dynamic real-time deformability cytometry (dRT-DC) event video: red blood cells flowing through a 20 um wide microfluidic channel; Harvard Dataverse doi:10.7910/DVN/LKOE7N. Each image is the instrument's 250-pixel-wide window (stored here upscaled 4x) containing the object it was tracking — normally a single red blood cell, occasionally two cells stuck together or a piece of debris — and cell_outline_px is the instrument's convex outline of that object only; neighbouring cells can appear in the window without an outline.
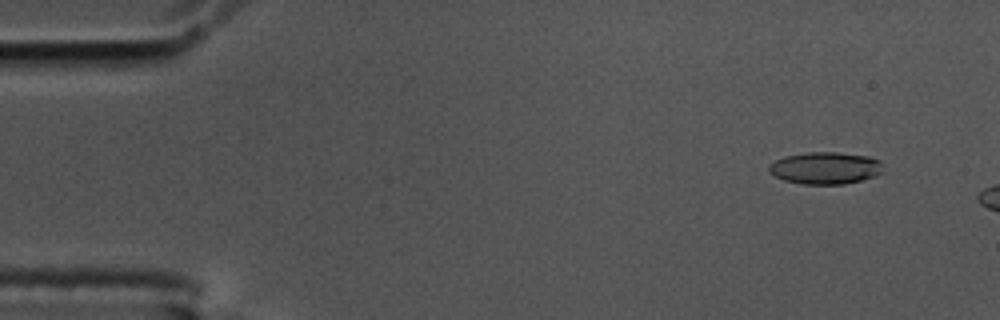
{"species": "common noctule bat (a hibernating species)", "species_latin": "Nyctalus noctula", "temperature_condition": "cold", "stored_images_in_passage": 11, "camera_frame_rate_fps": 3000, "um_per_image_px": 0.085, "animal": {"sex": "male", "body_mass_g": 17.5, "forearm_length_mm": 52.3}, "frame": {"image": 1, "passage_image": 5, "time_ms": 1.333, "image_size_px": [1000, 320], "cell_outline_px": [[884, 172], [876, 176], [844, 184], [804, 184], [784, 180], [768, 172], [768, 164], [784, 156], [808, 152], [840, 152], [868, 156], [880, 160]], "centroid_in_image_um": [70.16, 14.27], "position_along_channel_um": 14.8, "area_um2": 21.5}}